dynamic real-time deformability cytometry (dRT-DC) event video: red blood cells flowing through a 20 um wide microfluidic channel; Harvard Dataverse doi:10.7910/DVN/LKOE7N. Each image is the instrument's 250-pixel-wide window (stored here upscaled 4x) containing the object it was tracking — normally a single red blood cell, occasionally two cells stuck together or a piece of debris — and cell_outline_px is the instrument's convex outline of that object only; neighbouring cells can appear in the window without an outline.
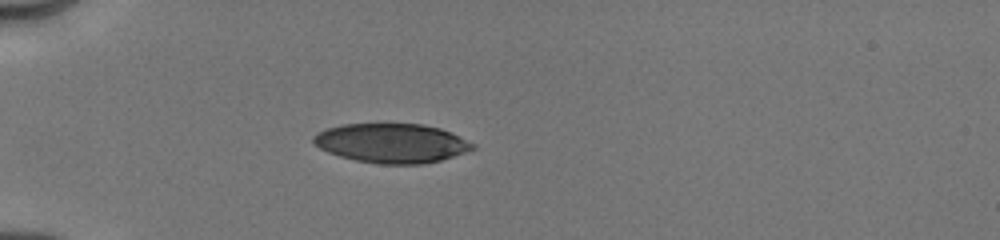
{"species": "human", "species_latin": "Homo sapiens", "temperature_condition": "cold", "stored_images_in_passage": 18, "camera_frame_rate_fps": 3000, "um_per_image_px": 0.085, "donor": {"sex": "male"}, "frame": {"image": 1, "passage_image": 1, "time_ms": 0.0, "image_size_px": [1000, 240], "cell_outline_px": [[476, 148], [440, 160], [424, 164], [376, 164], [356, 160], [340, 156], [328, 152], [320, 148], [312, 140], [312, 136], [316, 132], [328, 128], [344, 124], [424, 124], [440, 128], [476, 144]], "centroid_in_image_um": [33.28, 12.17], "position_along_channel_um": 51.7, "area_um2": 36.36}}
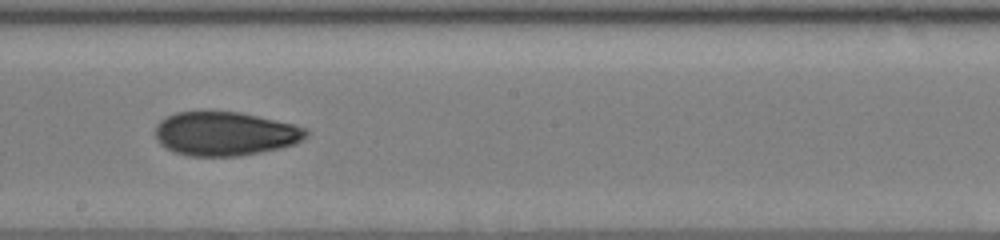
{"frame": {"image": 2, "passage_image": 11, "time_ms": 5.0, "image_size_px": [1000, 240], "cell_outline_px": [[308, 136], [296, 144], [280, 148], [240, 156], [192, 156], [172, 152], [160, 144], [156, 140], [156, 124], [160, 120], [176, 112], [240, 112], [292, 124], [308, 128]], "centroid_in_image_um": [19.13, 11.38], "position_along_channel_um": 229.1, "area_um2": 38.61}}
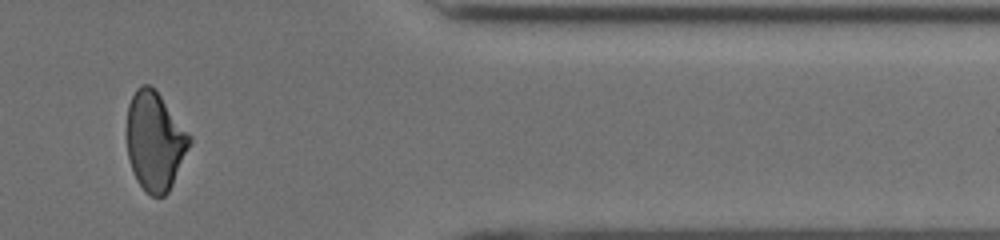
{"frame": {"image": 3, "passage_image": 16, "time_ms": 9.667, "image_size_px": [1000, 240], "cell_outline_px": [[192, 140], [172, 184], [168, 192], [164, 196], [152, 196], [144, 192], [136, 180], [128, 156], [124, 132], [128, 104], [136, 88], [140, 84], [148, 84], [156, 88], [192, 136]], "centroid_in_image_um": [13.13, 11.95], "position_along_channel_um": 398.3, "area_um2": 36.88}, "authors_computed_cell_mechanics": {"area_um2": 38.6971, "velocity_mm_per_s": 4.0505, "shape_relaxation_time_tau1_ms": 6.5073, "shape_relaxation_time_tau2_ms": 3.3959, "deformation_change_tau1": 0.1563, "deformation_change_tau2": 0.0897}}